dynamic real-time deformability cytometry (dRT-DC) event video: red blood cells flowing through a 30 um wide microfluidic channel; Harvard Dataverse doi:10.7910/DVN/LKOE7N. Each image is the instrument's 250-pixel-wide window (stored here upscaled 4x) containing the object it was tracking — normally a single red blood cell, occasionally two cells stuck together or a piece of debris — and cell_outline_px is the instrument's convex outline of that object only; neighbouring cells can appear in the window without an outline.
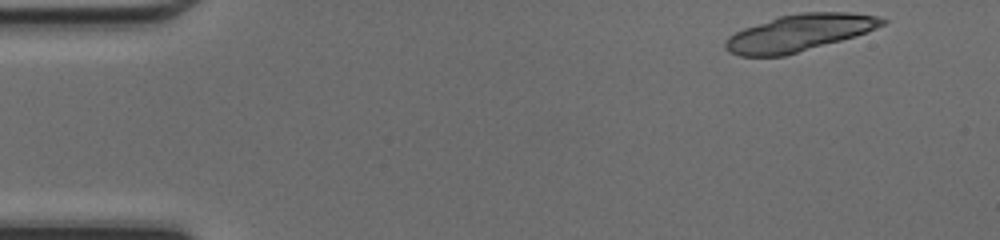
{"species": "common noctule bat (a hibernating species)", "species_latin": "Nyctalus noctula", "temperature_condition": "cold", "stored_images_in_passage": 14, "camera_frame_rate_fps": 3000, "um_per_image_px": 0.085, "animal": {"sex": "female", "body_mass_g": 17.0, "forearm_length_mm": 48.0}, "frame": {"image": 1, "passage_image": 1, "time_ms": 0.0, "image_size_px": [1000, 240], "cell_outline_px": [[888, 20], [884, 24], [876, 28], [856, 36], [784, 56], [740, 56], [728, 52], [724, 48], [724, 40], [728, 36], [744, 28], [780, 16], [800, 12], [848, 12], [876, 16]], "centroid_in_image_um": [67.91, 2.8], "position_along_channel_um": 17.1, "area_um2": 33.52}}